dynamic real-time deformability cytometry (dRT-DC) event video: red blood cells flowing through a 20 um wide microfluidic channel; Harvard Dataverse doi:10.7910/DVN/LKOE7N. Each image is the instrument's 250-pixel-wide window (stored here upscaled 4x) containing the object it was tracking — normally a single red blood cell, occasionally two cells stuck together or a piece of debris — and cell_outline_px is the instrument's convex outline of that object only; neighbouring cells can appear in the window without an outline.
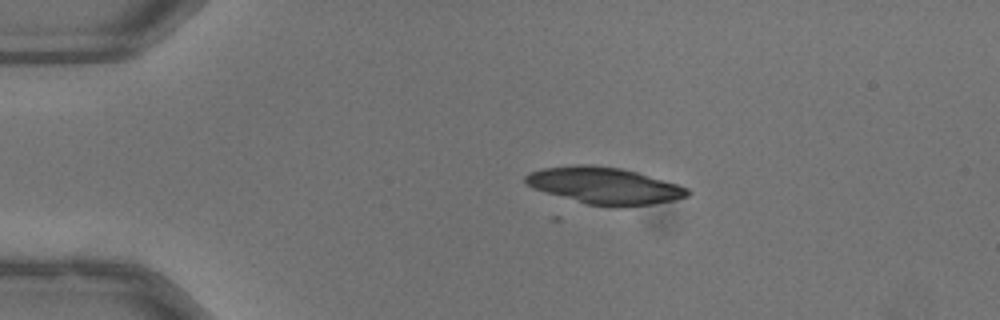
{"species": "common noctule bat (a hibernating species)", "species_latin": "Nyctalus noctula", "temperature_condition": "warm", "stored_images_in_passage": 41, "camera_frame_rate_fps": 3000, "um_per_image_px": 0.085, "animal": {"sex": "male", "body_mass_g": 13.3}, "frame": {"image": 1, "passage_image": 1, "time_ms": 0.0, "image_size_px": [1000, 320], "cell_outline_px": [[692, 192], [688, 196], [672, 200], [652, 204], [624, 208], [616, 208], [584, 204], [532, 188], [524, 184], [524, 176], [528, 172], [544, 168], [580, 164], [592, 164], [620, 168], [636, 172], [676, 184], [688, 188]], "centroid_in_image_um": [51.33, 15.8], "position_along_channel_um": 33.7, "area_um2": 35.03}}